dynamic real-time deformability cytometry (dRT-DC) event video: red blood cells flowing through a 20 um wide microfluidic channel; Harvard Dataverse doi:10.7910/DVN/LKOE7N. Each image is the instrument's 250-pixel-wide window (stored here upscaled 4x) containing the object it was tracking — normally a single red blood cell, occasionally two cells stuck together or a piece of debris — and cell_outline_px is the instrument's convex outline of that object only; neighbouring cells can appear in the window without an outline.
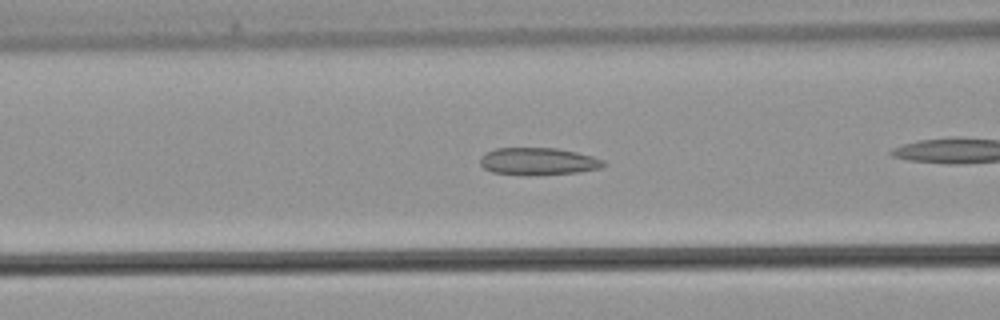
{"species": "common noctule bat (a hibernating species)", "species_latin": "Nyctalus noctula", "temperature_condition": "warm", "stored_images_in_passage": 29, "camera_frame_rate_fps": 3000, "um_per_image_px": 0.085, "animal": {"sex": "male", "body_mass_g": 21.5, "forearm_length_mm": 52.0}, "frame": {"image": 1, "passage_image": 13, "time_ms": 4.0, "image_size_px": [1000, 320], "cell_outline_px": [[608, 164], [600, 168], [580, 172], [536, 176], [520, 176], [492, 172], [484, 168], [480, 164], [480, 160], [488, 152], [496, 148], [556, 148], [576, 152], [592, 156], [604, 160]], "centroid_in_image_um": [45.78, 13.74], "position_along_channel_um": 120.8, "area_um2": 19.94}}